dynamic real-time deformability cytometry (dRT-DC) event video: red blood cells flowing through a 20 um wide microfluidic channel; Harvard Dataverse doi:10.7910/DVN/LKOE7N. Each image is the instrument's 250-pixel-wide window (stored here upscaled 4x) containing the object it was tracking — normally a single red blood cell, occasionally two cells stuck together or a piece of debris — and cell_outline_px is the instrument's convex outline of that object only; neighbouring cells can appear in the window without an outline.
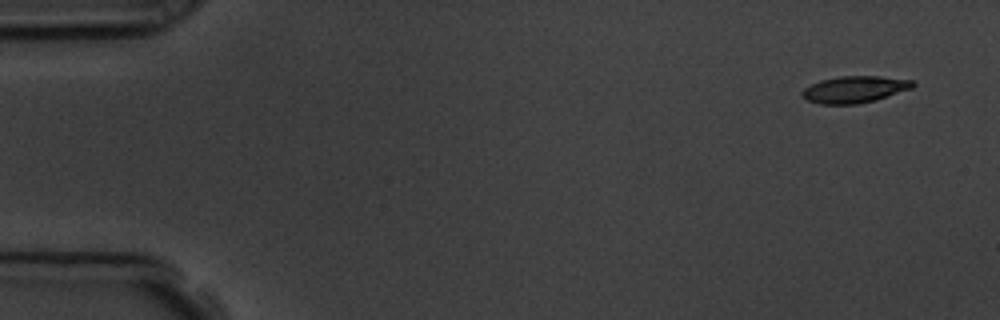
{"species": "common noctule bat (a hibernating species)", "species_latin": "Nyctalus noctula", "temperature_condition": "room temperature", "stored_images_in_passage": 5, "camera_frame_rate_fps": 3000, "um_per_image_px": 0.085, "animal": {"sex": "male", "body_mass_g": 19.5, "forearm_length_mm": 54.6}, "frame": {"image": 1, "passage_image": 1, "time_ms": 0.0, "image_size_px": [1000, 320], "cell_outline_px": [[916, 84], [912, 88], [876, 100], [856, 104], [820, 104], [808, 100], [800, 92], [804, 88], [820, 80], [840, 76], [880, 76], [916, 80]], "centroid_in_image_um": [72.68, 7.59], "position_along_channel_um": 12.3, "area_um2": 17.28}}
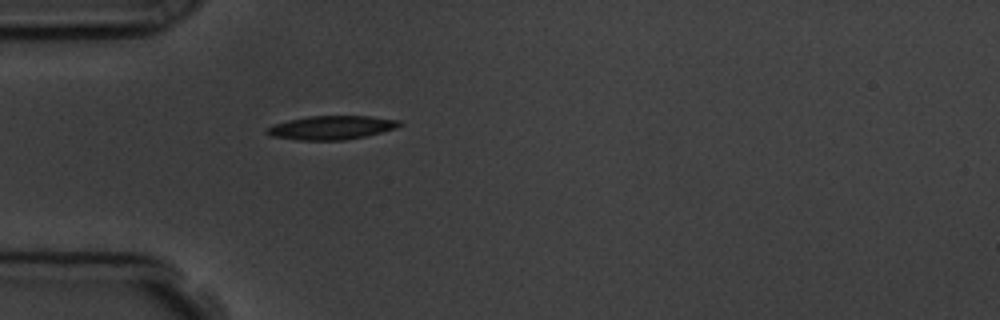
{"frame": {"image": 2, "passage_image": 5, "time_ms": 4.333, "image_size_px": [1000, 320], "cell_outline_px": [[404, 124], [396, 128], [364, 136], [344, 140], [296, 140], [272, 136], [264, 132], [268, 128], [276, 124], [288, 120], [308, 116], [368, 116], [400, 120]], "centroid_in_image_um": [28.19, 10.84], "position_along_channel_um": 56.8, "area_um2": 18.21}}